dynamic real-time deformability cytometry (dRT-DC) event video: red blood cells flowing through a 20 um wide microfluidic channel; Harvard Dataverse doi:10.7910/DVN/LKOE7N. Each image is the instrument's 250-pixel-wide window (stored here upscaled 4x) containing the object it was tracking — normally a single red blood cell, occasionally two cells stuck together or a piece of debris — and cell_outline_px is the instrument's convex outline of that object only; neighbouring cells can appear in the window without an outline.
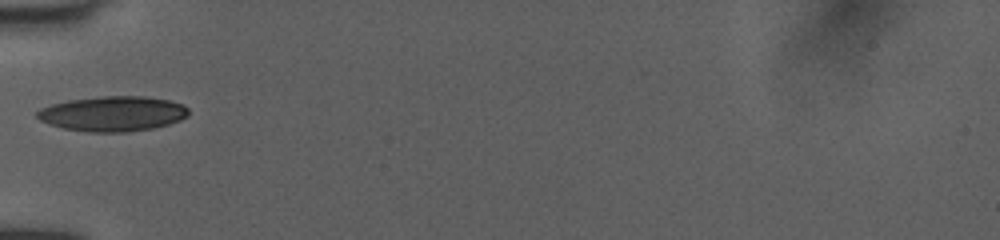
{"species": "human", "species_latin": "Homo sapiens", "temperature_condition": "room temperature", "stored_images_in_passage": 33, "camera_frame_rate_fps": 3000, "um_per_image_px": 0.085, "donor": {"sex": "female"}, "frame": {"image": 1, "passage_image": 1, "time_ms": 0.0, "image_size_px": [1000, 240], "cell_outline_px": [[188, 116], [180, 120], [168, 124], [152, 128], [124, 132], [88, 132], [64, 128], [40, 120], [36, 116], [36, 112], [40, 108], [52, 104], [68, 100], [100, 96], [144, 96], [168, 100], [184, 104], [188, 108]], "centroid_in_image_um": [9.6, 9.65], "position_along_channel_um": 75.4, "area_um2": 30.87}}
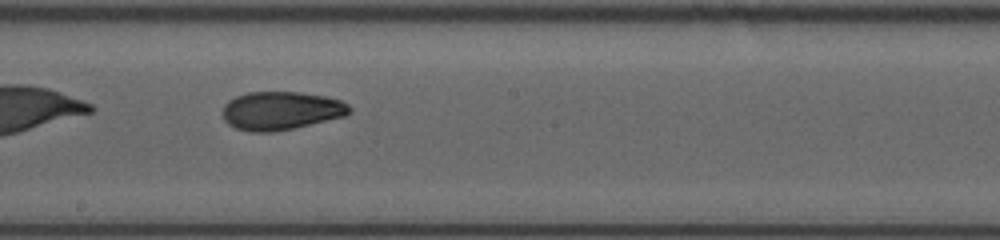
{"frame": {"image": 2, "passage_image": 12, "time_ms": 3.667, "image_size_px": [1000, 240], "cell_outline_px": [[352, 112], [344, 116], [292, 128], [272, 132], [252, 132], [236, 128], [228, 124], [224, 120], [224, 104], [228, 100], [236, 96], [248, 92], [300, 92], [324, 96], [340, 100], [348, 104], [352, 108]], "centroid_in_image_um": [23.88, 9.4], "position_along_channel_um": 224.3, "area_um2": 28.21}}
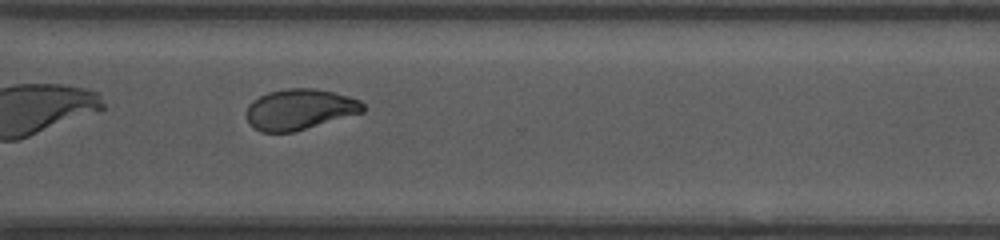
{"frame": {"image": 3, "passage_image": 21, "time_ms": 6.667, "image_size_px": [1000, 240], "cell_outline_px": [[364, 112], [292, 132], [260, 132], [252, 128], [248, 124], [248, 104], [252, 100], [268, 92], [288, 88], [316, 88], [348, 96], [360, 100], [364, 104]], "centroid_in_image_um": [25.46, 9.29], "position_along_channel_um": 345.1, "area_um2": 27.57}, "authors_computed_cell_mechanics": {"area_um2": 28.9, "velocity_mm_per_s": 4.0465, "shape_relaxation_time_tau1_ms": 6.141, "shape_relaxation_time_tau2_ms": 2.0318, "deformation_change_tau1": 0.1616, "deformation_change_tau2": 0.0701}}